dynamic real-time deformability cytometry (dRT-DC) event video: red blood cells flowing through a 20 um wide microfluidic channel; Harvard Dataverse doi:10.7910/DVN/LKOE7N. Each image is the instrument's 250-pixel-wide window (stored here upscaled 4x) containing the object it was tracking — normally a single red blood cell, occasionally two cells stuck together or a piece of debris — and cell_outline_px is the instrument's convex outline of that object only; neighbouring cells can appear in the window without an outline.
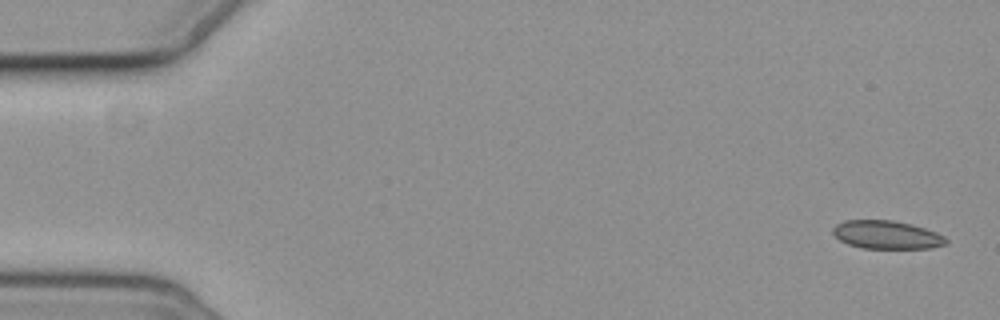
{"species": "common noctule bat (a hibernating species)", "species_latin": "Nyctalus noctula", "temperature_condition": "cold", "stored_images_in_passage": 6, "camera_frame_rate_fps": 3000, "um_per_image_px": 0.085, "animal": {"sex": "female", "body_mass_g": 19.3, "forearm_length_mm": 54.1}, "frame": {"image": 1, "passage_image": 1, "time_ms": 0.0, "image_size_px": [1000, 320], "cell_outline_px": [[948, 244], [932, 248], [864, 248], [848, 244], [840, 240], [832, 232], [832, 228], [836, 224], [844, 220], [892, 220], [912, 224], [936, 232], [944, 236], [948, 240]], "centroid_in_image_um": [75.38, 19.95], "position_along_channel_um": 9.6, "area_um2": 18.67}}
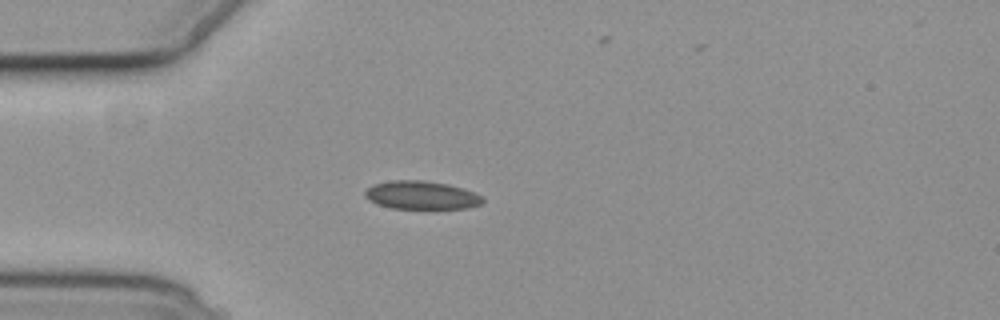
{"frame": {"image": 2, "passage_image": 5, "time_ms": 4.667, "image_size_px": [1000, 320], "cell_outline_px": [[484, 200], [480, 204], [468, 208], [392, 208], [376, 204], [368, 200], [364, 196], [364, 192], [368, 188], [376, 184], [392, 180], [420, 180], [448, 184], [472, 192], [480, 196]], "centroid_in_image_um": [35.77, 16.59], "position_along_channel_um": 49.2, "area_um2": 19.07}}